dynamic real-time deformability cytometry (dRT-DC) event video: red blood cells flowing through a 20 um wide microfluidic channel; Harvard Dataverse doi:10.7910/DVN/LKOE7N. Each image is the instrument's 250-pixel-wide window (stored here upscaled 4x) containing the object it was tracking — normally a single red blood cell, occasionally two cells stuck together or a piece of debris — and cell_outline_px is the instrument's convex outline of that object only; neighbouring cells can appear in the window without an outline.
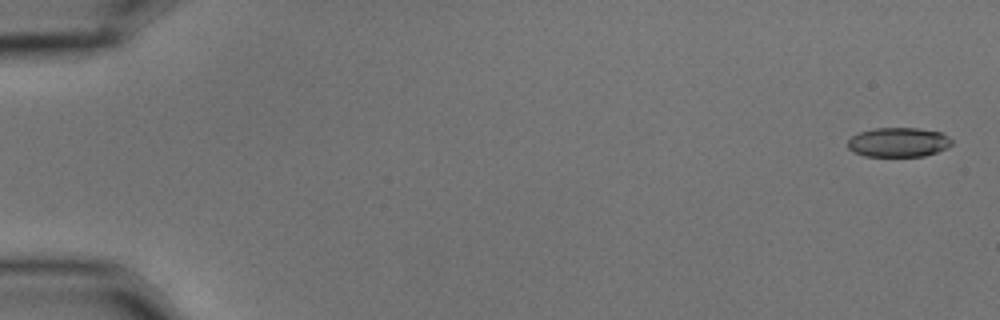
{"species": "common noctule bat (a hibernating species)", "species_latin": "Nyctalus noctula", "temperature_condition": "cold", "stored_images_in_passage": 3, "camera_frame_rate_fps": 3000, "um_per_image_px": 0.085, "animal": {"sex": "male", "body_mass_g": 15.6}, "frame": {"image": 1, "passage_image": 1, "time_ms": 0.0, "image_size_px": [1000, 320], "cell_outline_px": [[952, 144], [948, 148], [924, 156], [864, 156], [852, 152], [848, 148], [848, 140], [852, 136], [860, 132], [872, 128], [916, 128], [940, 132], [948, 136], [952, 140]], "centroid_in_image_um": [76.35, 12.09], "position_along_channel_um": 8.6, "area_um2": 17.92}}